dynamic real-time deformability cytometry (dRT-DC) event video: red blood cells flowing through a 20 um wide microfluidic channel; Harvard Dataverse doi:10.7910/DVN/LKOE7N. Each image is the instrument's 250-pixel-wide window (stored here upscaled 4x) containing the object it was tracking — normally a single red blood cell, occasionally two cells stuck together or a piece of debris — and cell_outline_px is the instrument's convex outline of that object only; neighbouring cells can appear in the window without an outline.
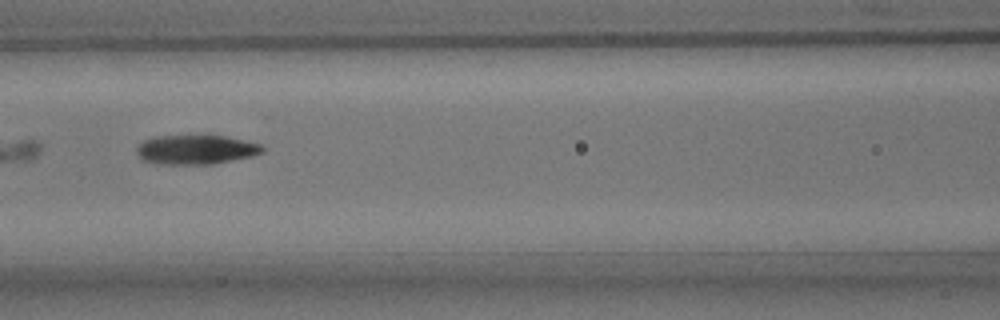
{"species": "common noctule bat (a hibernating species)", "species_latin": "Nyctalus noctula", "temperature_condition": "room temperature", "stored_images_in_passage": 7, "camera_frame_rate_fps": 3000, "um_per_image_px": 0.085, "animal": {"sex": "male", "body_mass_g": 15.6}, "frame": {"image": 1, "passage_image": 7, "time_ms": 7.0, "image_size_px": [1000, 320], "cell_outline_px": [[264, 152], [252, 156], [212, 164], [156, 164], [140, 160], [136, 152], [136, 148], [144, 140], [156, 136], [224, 136], [260, 144], [264, 148]], "centroid_in_image_um": [16.61, 12.73], "position_along_channel_um": 150.0, "area_um2": 21.44}}